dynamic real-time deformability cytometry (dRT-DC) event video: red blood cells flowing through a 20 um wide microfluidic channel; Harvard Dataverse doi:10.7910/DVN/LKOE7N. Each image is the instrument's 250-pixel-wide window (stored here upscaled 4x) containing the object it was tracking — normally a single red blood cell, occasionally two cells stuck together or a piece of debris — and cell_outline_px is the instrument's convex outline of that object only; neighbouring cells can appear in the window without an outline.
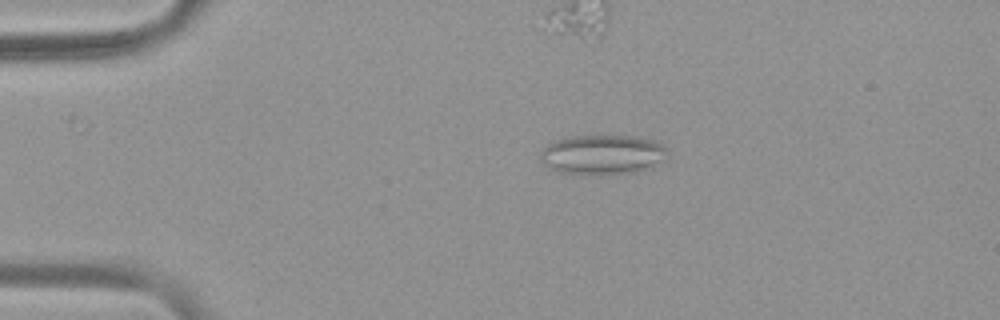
{"species": "common noctule bat (a hibernating species)", "species_latin": "Nyctalus noctula", "temperature_condition": "warm", "stored_images_in_passage": 55, "segment_of_instrument_passage": [1, 2], "camera_frame_rate_fps": 3000, "um_per_image_px": 0.085, "animal": {"sex": "female", "body_mass_g": 19.9}, "frame": {"image": 1, "passage_image": 12, "time_ms": 3.667, "image_size_px": [1000, 320], "cell_outline_px": [[668, 160], [652, 168], [636, 172], [592, 176], [584, 176], [560, 172], [544, 164], [540, 160], [540, 152], [548, 144], [556, 140], [572, 136], [636, 136], [656, 140], [664, 144], [668, 148]], "centroid_in_image_um": [51.31, 13.17], "position_along_channel_um": 33.7, "area_um2": 30.4}}
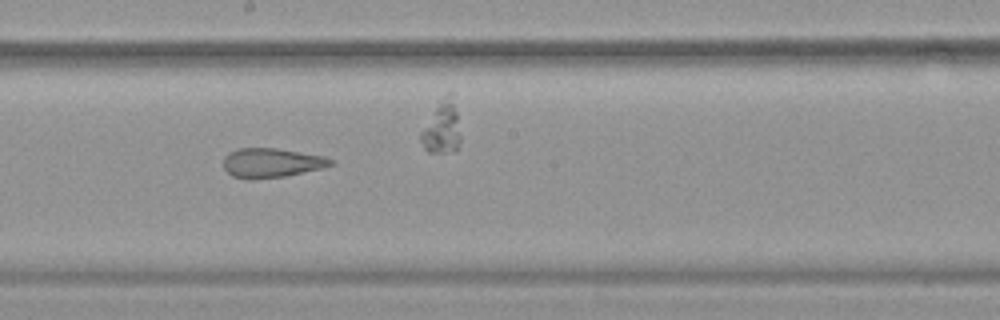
{"frame": {"image": 2, "passage_image": 31, "time_ms": 10.0, "image_size_px": [1000, 320], "cell_outline_px": [[336, 164], [320, 168], [284, 176], [252, 180], [248, 180], [232, 176], [224, 168], [224, 156], [228, 152], [236, 148], [276, 148], [324, 156], [336, 160]], "centroid_in_image_um": [23.06, 13.84], "position_along_channel_um": 225.1, "area_um2": 18.5}}
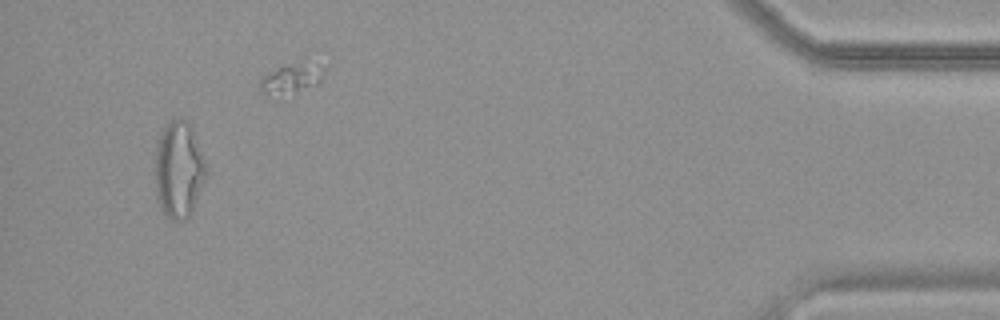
{"frame": {"image": 3, "passage_image": 52, "time_ms": 17.0, "image_size_px": [1000, 320], "cell_outline_px": [[208, 172], [192, 208], [188, 216], [184, 220], [172, 220], [160, 208], [156, 200], [156, 144], [160, 132], [172, 120], [184, 120], [192, 128], [208, 168]], "centroid_in_image_um": [15.19, 14.43], "position_along_channel_um": 420.0, "area_um2": 28.32}}